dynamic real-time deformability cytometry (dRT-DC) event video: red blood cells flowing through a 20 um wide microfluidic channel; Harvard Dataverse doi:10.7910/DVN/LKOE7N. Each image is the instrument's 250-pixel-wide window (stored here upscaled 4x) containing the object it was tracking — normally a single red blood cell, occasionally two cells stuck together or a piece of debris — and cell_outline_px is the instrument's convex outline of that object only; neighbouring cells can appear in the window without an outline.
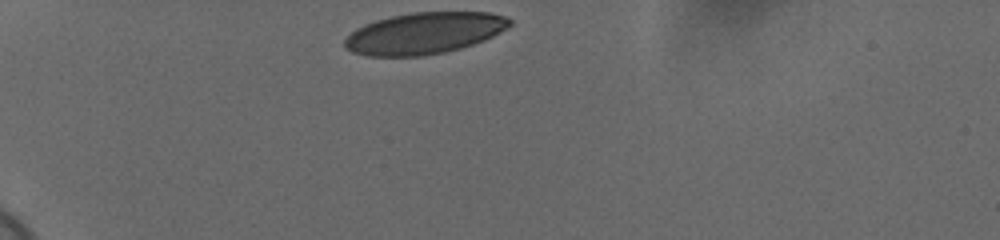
{"species": "human", "species_latin": "Homo sapiens", "temperature_condition": "cold", "stored_images_in_passage": 34, "camera_frame_rate_fps": 3000, "um_per_image_px": 0.085, "donor": {"sex": "female"}, "frame": {"image": 1, "passage_image": 1, "time_ms": 0.0, "image_size_px": [1000, 240], "cell_outline_px": [[512, 24], [508, 28], [484, 40], [460, 48], [444, 52], [420, 56], [364, 56], [352, 52], [344, 48], [344, 40], [356, 28], [364, 24], [376, 20], [392, 16], [412, 12], [488, 12], [504, 16], [512, 20]], "centroid_in_image_um": [36.04, 2.82], "position_along_channel_um": 49.0, "area_um2": 39.94}}
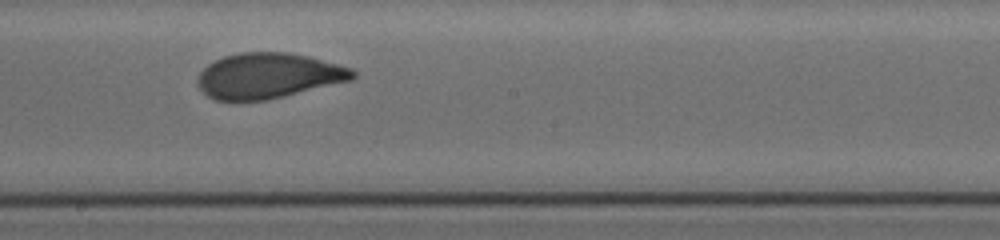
{"frame": {"image": 2, "passage_image": 19, "time_ms": 6.0, "image_size_px": [1000, 240], "cell_outline_px": [[356, 76], [352, 80], [268, 100], [216, 100], [208, 96], [200, 88], [196, 80], [200, 72], [208, 64], [224, 56], [240, 52], [288, 52], [308, 56], [352, 68], [356, 72]], "centroid_in_image_um": [22.82, 6.43], "position_along_channel_um": 225.4, "area_um2": 40.98}}
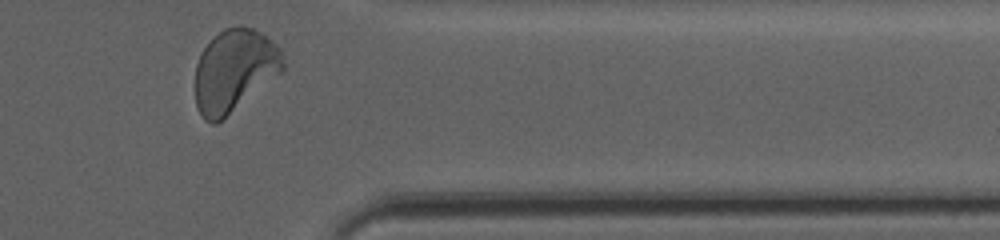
{"frame": {"image": 3, "passage_image": 33, "time_ms": 10.667, "image_size_px": [1000, 240], "cell_outline_px": [[284, 68], [280, 72], [216, 124], [212, 124], [204, 120], [196, 108], [196, 64], [200, 52], [224, 28], [236, 24], [252, 28], [260, 32], [272, 40], [280, 48], [284, 64]], "centroid_in_image_um": [19.89, 5.97], "position_along_channel_um": 391.5, "area_um2": 41.67}, "authors_computed_cell_mechanics": {"area_um2": 41.6449, "velocity_mm_per_s": 3.6686, "shape_relaxation_time_tau1_ms": 3.9645, "shape_relaxation_time_tau2_ms": 0.6983, "deformation_change_tau1": 0.172, "deformation_change_tau2": 0.0647}}